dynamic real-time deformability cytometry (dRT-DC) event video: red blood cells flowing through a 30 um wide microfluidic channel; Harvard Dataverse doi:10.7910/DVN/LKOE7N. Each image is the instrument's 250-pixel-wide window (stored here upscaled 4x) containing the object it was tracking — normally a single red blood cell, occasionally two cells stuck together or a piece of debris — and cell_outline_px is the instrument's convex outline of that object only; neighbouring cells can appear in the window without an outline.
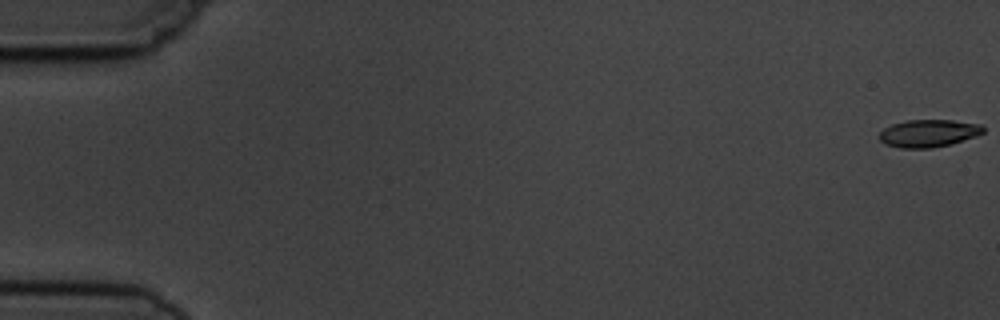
{"species": "common noctule bat (a hibernating species)", "species_latin": "Nyctalus noctula", "temperature_condition": "cold", "stored_images_in_passage": 5, "camera_frame_rate_fps": 3000, "um_per_image_px": 0.085, "animal": {"sex": "male", "body_mass_g": 19.5, "forearm_length_mm": 54.6}, "frame": {"image": 1, "passage_image": 1, "time_ms": 0.0, "image_size_px": [1000, 320], "cell_outline_px": [[984, 132], [976, 136], [952, 144], [932, 148], [900, 148], [884, 144], [880, 140], [880, 132], [884, 128], [892, 124], [908, 120], [952, 120], [980, 124], [984, 128]], "centroid_in_image_um": [78.93, 11.33], "position_along_channel_um": 6.1, "area_um2": 16.7}}
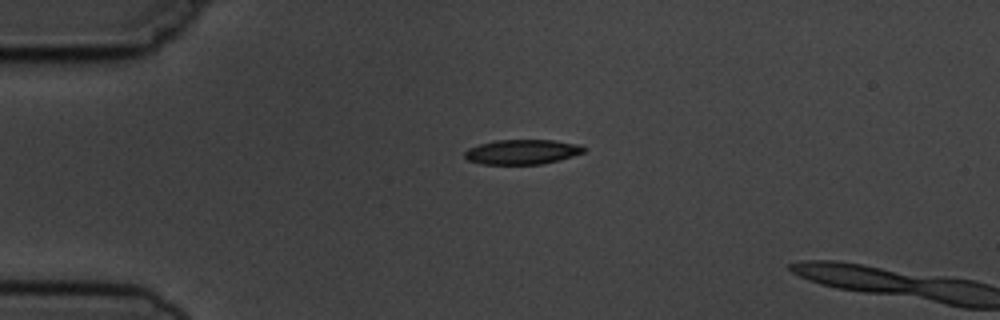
{"frame": {"image": 2, "passage_image": 4, "time_ms": 4.333, "image_size_px": [1000, 320], "cell_outline_px": [[588, 148], [584, 152], [560, 160], [540, 164], [480, 164], [468, 160], [464, 156], [464, 152], [468, 148], [480, 144], [496, 140], [552, 140], [580, 144]], "centroid_in_image_um": [44.4, 12.91], "position_along_channel_um": 40.6, "area_um2": 17.28}}